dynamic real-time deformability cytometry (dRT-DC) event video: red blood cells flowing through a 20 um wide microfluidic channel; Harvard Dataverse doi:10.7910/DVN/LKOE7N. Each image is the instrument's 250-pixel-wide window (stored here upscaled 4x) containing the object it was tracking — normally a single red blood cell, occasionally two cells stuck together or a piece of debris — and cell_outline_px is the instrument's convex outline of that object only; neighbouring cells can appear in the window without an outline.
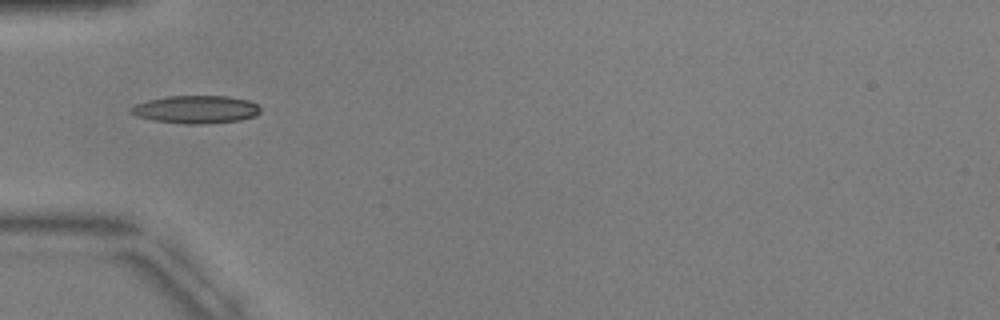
{"species": "common noctule bat (a hibernating species)", "species_latin": "Nyctalus noctula", "temperature_condition": "warm", "stored_images_in_passage": 6, "camera_frame_rate_fps": 3000, "um_per_image_px": 0.085, "animal": {"sex": "male", "body_mass_g": 17.9, "forearm_length_mm": 54.2}, "frame": {"image": 1, "passage_image": 5, "time_ms": 5.0, "image_size_px": [1000, 320], "cell_outline_px": [[260, 112], [256, 116], [240, 120], [208, 124], [184, 124], [156, 120], [140, 116], [128, 112], [128, 108], [136, 104], [148, 100], [168, 96], [228, 96], [248, 100], [256, 104], [260, 108]], "centroid_in_image_um": [16.68, 9.3], "position_along_channel_um": 68.3, "area_um2": 20.98}}